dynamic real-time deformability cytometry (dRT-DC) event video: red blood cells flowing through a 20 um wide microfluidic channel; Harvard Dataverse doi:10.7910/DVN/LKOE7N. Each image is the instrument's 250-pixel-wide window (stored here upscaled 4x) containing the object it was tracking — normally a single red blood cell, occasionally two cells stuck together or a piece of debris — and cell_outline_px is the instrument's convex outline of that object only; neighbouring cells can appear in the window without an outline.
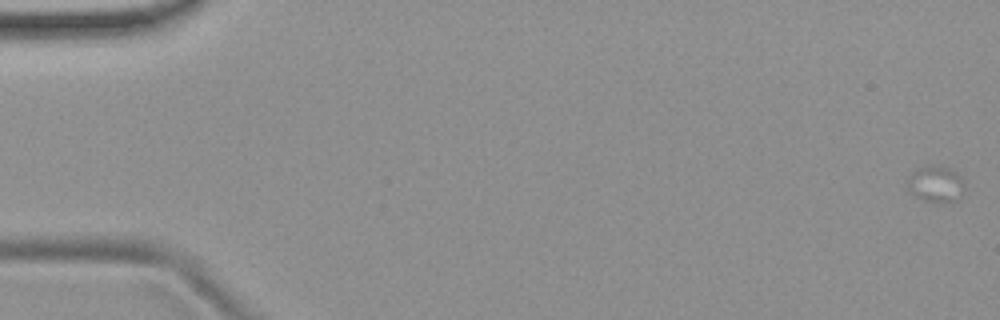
{"species": "common noctule bat (a hibernating species)", "species_latin": "Nyctalus noctula", "temperature_condition": "room temperature", "stored_images_in_passage": 19, "camera_frame_rate_fps": 3000, "um_per_image_px": 0.085, "animal": {"sex": "female", "body_mass_g": 19.9}, "frame": {"image": 1, "passage_image": 1, "time_ms": 0.0, "image_size_px": [1000, 320], "cell_outline_px": [[964, 188], [960, 196], [956, 200], [920, 200], [908, 188], [908, 180], [912, 172], [928, 164], [940, 164], [948, 168], [960, 176], [964, 184]], "centroid_in_image_um": [79.53, 15.58], "position_along_channel_um": 5.5, "area_um2": 11.68}}